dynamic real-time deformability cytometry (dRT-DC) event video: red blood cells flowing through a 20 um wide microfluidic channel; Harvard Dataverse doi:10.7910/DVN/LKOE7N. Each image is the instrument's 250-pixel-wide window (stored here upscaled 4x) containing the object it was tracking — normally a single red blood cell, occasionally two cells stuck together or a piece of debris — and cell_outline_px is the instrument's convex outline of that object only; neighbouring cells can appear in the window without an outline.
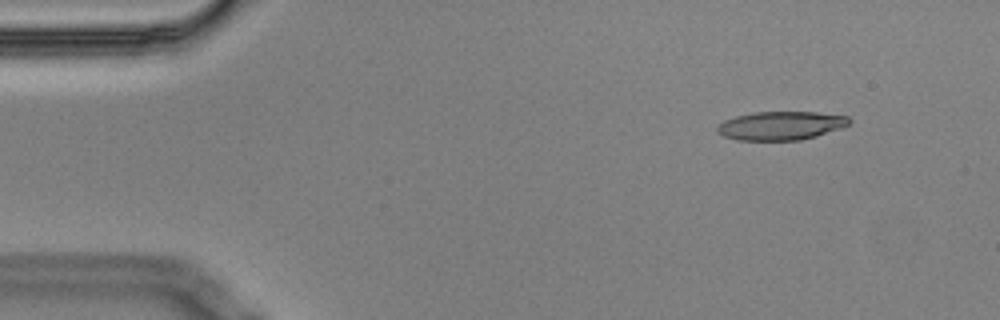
{"species": "Egyptian fruit bat (a non-hibernating species)", "species_latin": "Rousettus aegyptiacus", "temperature_condition": "cold", "stored_images_in_passage": 4, "camera_frame_rate_fps": 3000, "um_per_image_px": 0.085, "animal": {"sex": "male"}, "frame": {"image": 1, "passage_image": 2, "time_ms": 0.333, "image_size_px": [1000, 320], "cell_outline_px": [[852, 120], [848, 124], [840, 128], [816, 136], [800, 140], [736, 140], [724, 136], [716, 132], [716, 128], [724, 120], [736, 116], [756, 112], [816, 112], [848, 116]], "centroid_in_image_um": [66.36, 10.68], "position_along_channel_um": 18.6, "area_um2": 21.91}}